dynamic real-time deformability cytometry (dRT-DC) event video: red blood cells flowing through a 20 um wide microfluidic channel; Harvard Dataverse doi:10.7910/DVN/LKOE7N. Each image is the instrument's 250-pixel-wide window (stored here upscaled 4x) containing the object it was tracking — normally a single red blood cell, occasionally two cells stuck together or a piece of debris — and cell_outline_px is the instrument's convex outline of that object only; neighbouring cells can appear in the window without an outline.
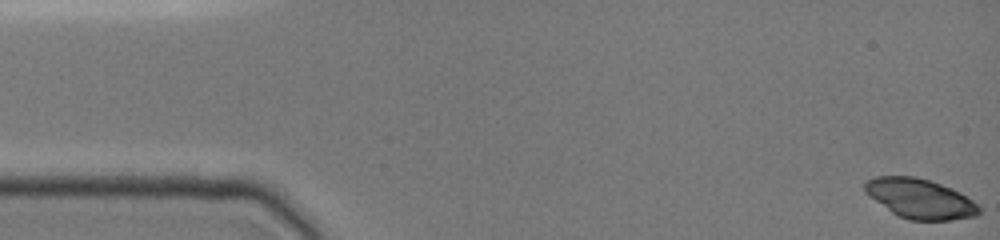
{"species": "common noctule bat (a hibernating species)", "species_latin": "Nyctalus noctula", "temperature_condition": "cold", "stored_images_in_passage": 48, "camera_frame_rate_fps": 3000, "um_per_image_px": 0.085, "animal": {"sex": "female", "body_mass_g": 19.0, "forearm_length_mm": 51.5}, "frame": {"image": 1, "passage_image": 1, "time_ms": 0.0, "image_size_px": [1000, 240], "cell_outline_px": [[980, 212], [976, 216], [948, 220], [908, 220], [892, 212], [868, 196], [864, 192], [864, 184], [868, 180], [876, 176], [916, 176], [952, 188], [960, 192], [972, 200], [980, 208]], "centroid_in_image_um": [78.19, 16.88], "position_along_channel_um": 6.8, "area_um2": 26.3}}
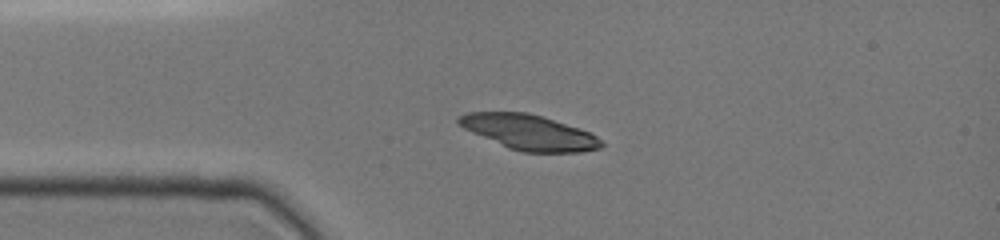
{"frame": {"image": 2, "passage_image": 12, "time_ms": 3.667, "image_size_px": [1000, 240], "cell_outline_px": [[604, 148], [580, 152], [520, 152], [508, 148], [472, 132], [456, 124], [456, 116], [468, 112], [528, 112], [588, 132], [596, 136], [604, 144]], "centroid_in_image_um": [44.92, 11.25], "position_along_channel_um": 40.1, "area_um2": 28.96}}
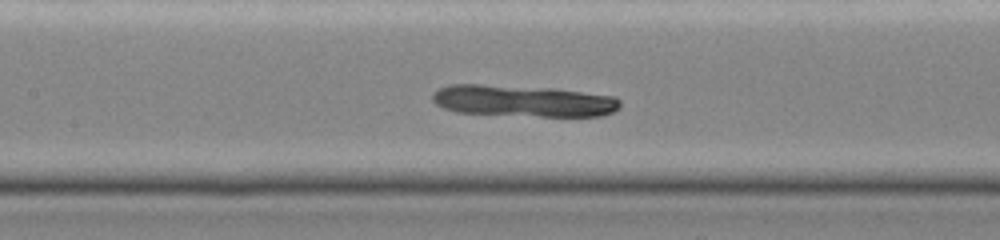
{"frame": {"image": 3, "passage_image": 23, "time_ms": 7.333, "image_size_px": [1000, 240], "cell_outline_px": [[620, 108], [612, 112], [600, 116], [540, 116], [456, 112], [444, 108], [436, 104], [432, 100], [432, 92], [448, 84], [480, 84], [552, 88], [616, 96], [620, 100]], "centroid_in_image_um": [44.46, 8.57], "position_along_channel_um": 162.9, "area_um2": 34.62}}